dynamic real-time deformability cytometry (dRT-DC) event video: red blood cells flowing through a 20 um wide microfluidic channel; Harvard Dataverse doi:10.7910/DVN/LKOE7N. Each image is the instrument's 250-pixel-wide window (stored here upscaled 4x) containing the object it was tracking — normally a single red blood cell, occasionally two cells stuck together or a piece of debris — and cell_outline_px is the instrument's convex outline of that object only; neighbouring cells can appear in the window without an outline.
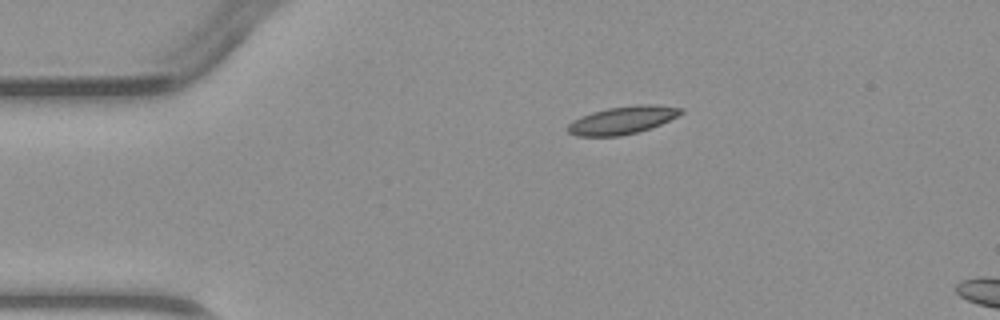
{"species": "common noctule bat (a hibernating species)", "species_latin": "Nyctalus noctula", "temperature_condition": "warm", "stored_images_in_passage": 2, "camera_frame_rate_fps": 3000, "um_per_image_px": 0.085, "animal": {"sex": "male", "body_mass_g": 23.1, "forearm_length_mm": 52.7}, "frame": {"image": 1, "passage_image": 1, "time_ms": 0.0, "image_size_px": [1000, 320], "cell_outline_px": [[684, 112], [660, 124], [636, 132], [620, 136], [576, 136], [568, 132], [568, 124], [572, 120], [580, 116], [592, 112], [608, 108], [636, 104], [656, 104], [684, 108]], "centroid_in_image_um": [52.89, 10.2], "position_along_channel_um": 32.1, "area_um2": 18.26}}